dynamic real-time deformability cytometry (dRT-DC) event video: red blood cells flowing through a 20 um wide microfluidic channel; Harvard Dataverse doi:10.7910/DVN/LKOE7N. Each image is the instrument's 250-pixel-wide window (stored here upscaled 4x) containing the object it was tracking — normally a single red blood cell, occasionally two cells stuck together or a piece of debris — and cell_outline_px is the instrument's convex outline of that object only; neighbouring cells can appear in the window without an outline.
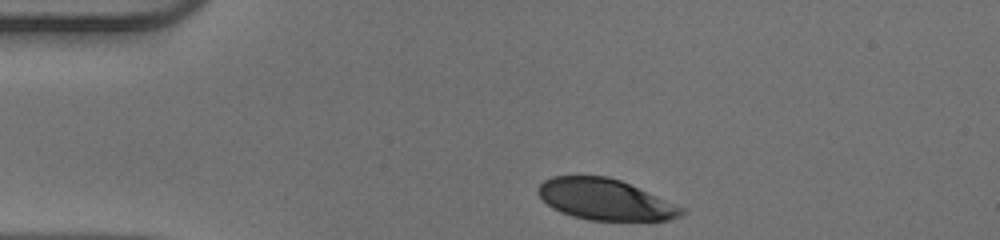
{"species": "human", "species_latin": "Homo sapiens", "temperature_condition": "warm", "stored_images_in_passage": 33, "camera_frame_rate_fps": 3000, "um_per_image_px": 0.085, "donor": {"sex": "male"}, "frame": {"image": 1, "passage_image": 1, "time_ms": 0.0, "image_size_px": [1000, 240], "cell_outline_px": [[684, 212], [680, 216], [668, 220], [588, 220], [572, 216], [560, 212], [552, 208], [536, 192], [540, 184], [544, 180], [552, 176], [608, 176], [620, 180], [684, 208]], "centroid_in_image_um": [51.39, 16.96], "position_along_channel_um": 33.6, "area_um2": 33.93}}
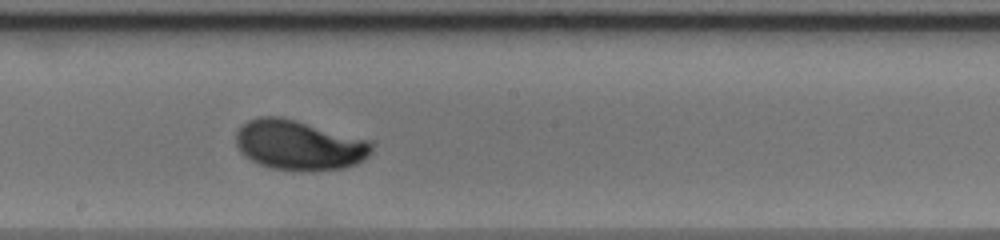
{"frame": {"image": 2, "passage_image": 19, "time_ms": 6.0, "image_size_px": [1000, 240], "cell_outline_px": [[376, 144], [372, 152], [364, 160], [356, 164], [344, 168], [312, 172], [300, 172], [272, 168], [260, 164], [244, 156], [240, 152], [236, 144], [236, 132], [248, 120], [260, 116], [280, 116], [296, 120], [372, 140]], "centroid_in_image_um": [25.48, 12.35], "position_along_channel_um": 222.7, "area_um2": 40.23}}
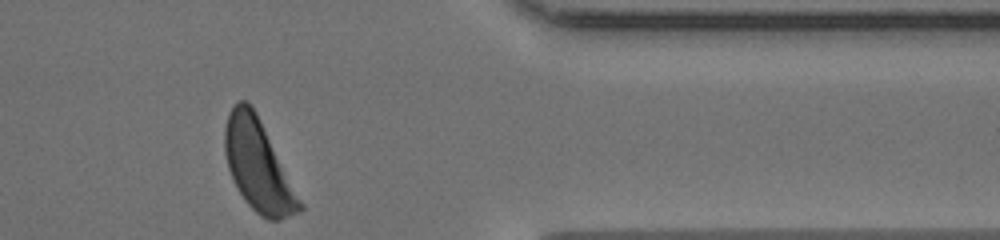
{"frame": {"image": 3, "passage_image": 33, "time_ms": 10.667, "image_size_px": [1000, 240], "cell_outline_px": [[304, 208], [300, 212], [280, 220], [268, 220], [260, 216], [244, 200], [228, 168], [224, 152], [224, 128], [228, 112], [240, 100], [248, 100], [256, 112], [304, 204]], "centroid_in_image_um": [21.95, 14.09], "position_along_channel_um": 389.5, "area_um2": 39.54}, "authors_computed_cell_mechanics": {"area_um2": 38.0902, "velocity_mm_per_s": 3.9765, "shape_relaxation_time_tau1_ms": 6.1396, "shape_relaxation_time_tau2_ms": null, "deformation_change_tau1": 0.264, "deformation_change_tau2": null}}